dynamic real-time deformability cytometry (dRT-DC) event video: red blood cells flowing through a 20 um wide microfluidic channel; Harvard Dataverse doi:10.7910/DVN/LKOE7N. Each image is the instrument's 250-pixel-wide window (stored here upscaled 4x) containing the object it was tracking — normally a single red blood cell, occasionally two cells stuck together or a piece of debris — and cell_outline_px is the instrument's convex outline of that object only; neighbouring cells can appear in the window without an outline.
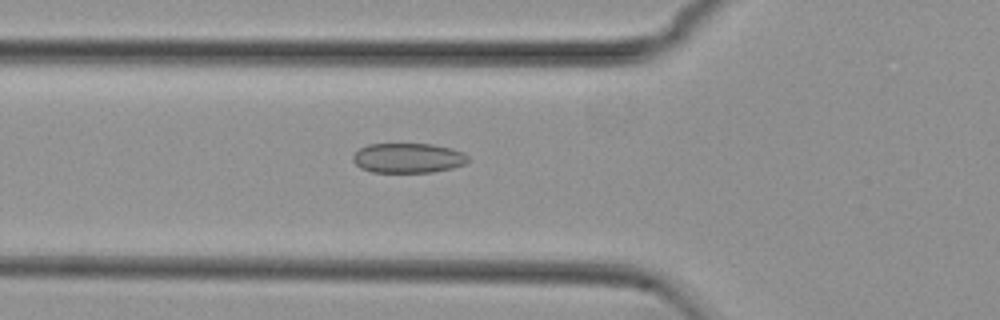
{"species": "common noctule bat (a hibernating species)", "species_latin": "Nyctalus noctula", "temperature_condition": "cold", "stored_images_in_passage": 54, "camera_frame_rate_fps": 3000, "um_per_image_px": 0.085, "animal": {"sex": "female", "body_mass_g": 29.2, "forearm_length_mm": 56.3}, "frame": {"image": 1, "passage_image": 19, "time_ms": 6.0, "image_size_px": [1000, 320], "cell_outline_px": [[468, 160], [464, 164], [452, 168], [432, 172], [372, 172], [360, 168], [352, 160], [352, 156], [360, 148], [368, 144], [432, 144], [452, 148], [464, 152], [468, 156]], "centroid_in_image_um": [34.68, 13.43], "position_along_channel_um": 91.1, "area_um2": 20.06}}
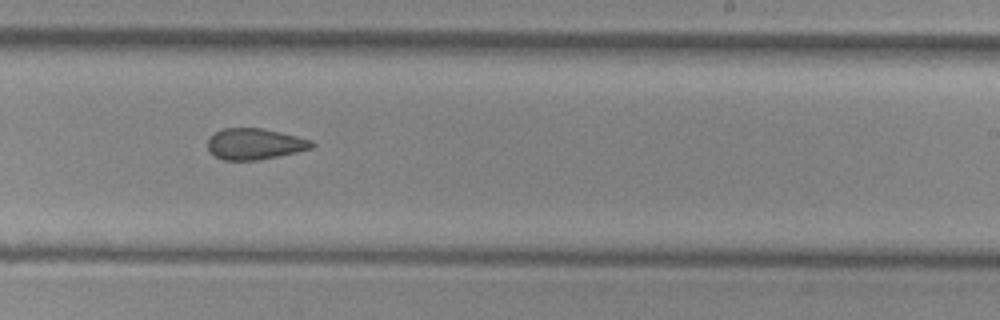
{"frame": {"image": 2, "passage_image": 33, "time_ms": 10.667, "image_size_px": [1000, 320], "cell_outline_px": [[316, 144], [312, 148], [296, 152], [256, 160], [224, 160], [216, 156], [208, 148], [208, 136], [224, 128], [264, 128], [312, 140]], "centroid_in_image_um": [21.66, 12.22], "position_along_channel_um": 267.3, "area_um2": 18.73}}
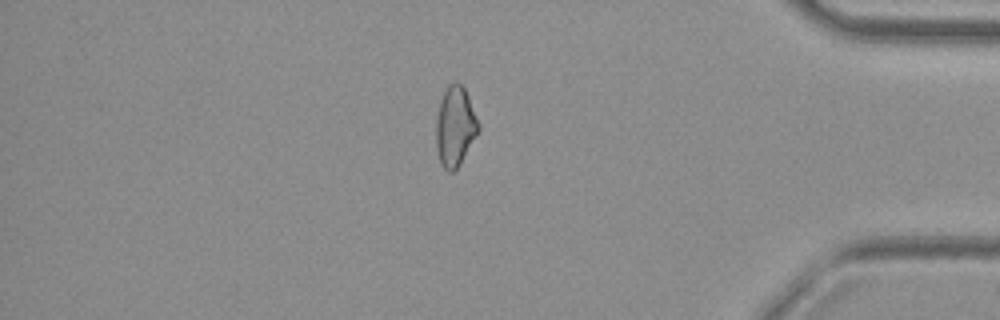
{"frame": {"image": 3, "passage_image": 46, "time_ms": 15.0, "image_size_px": [1000, 320], "cell_outline_px": [[480, 128], [476, 136], [460, 164], [452, 172], [448, 172], [440, 164], [436, 148], [436, 120], [440, 100], [448, 84], [452, 80], [456, 80], [464, 88], [468, 96], [480, 124]], "centroid_in_image_um": [38.68, 10.73], "position_along_channel_um": 396.5, "area_um2": 19.83}, "authors_computed_cell_mechanics": {"area_um2": 20.1722, "velocity_mm_per_s": 3.7686, "shape_relaxation_time_tau1_ms": null, "shape_relaxation_time_tau2_ms": 4.071, "deformation_change_tau1": null, "deformation_change_tau2": 0.105}}